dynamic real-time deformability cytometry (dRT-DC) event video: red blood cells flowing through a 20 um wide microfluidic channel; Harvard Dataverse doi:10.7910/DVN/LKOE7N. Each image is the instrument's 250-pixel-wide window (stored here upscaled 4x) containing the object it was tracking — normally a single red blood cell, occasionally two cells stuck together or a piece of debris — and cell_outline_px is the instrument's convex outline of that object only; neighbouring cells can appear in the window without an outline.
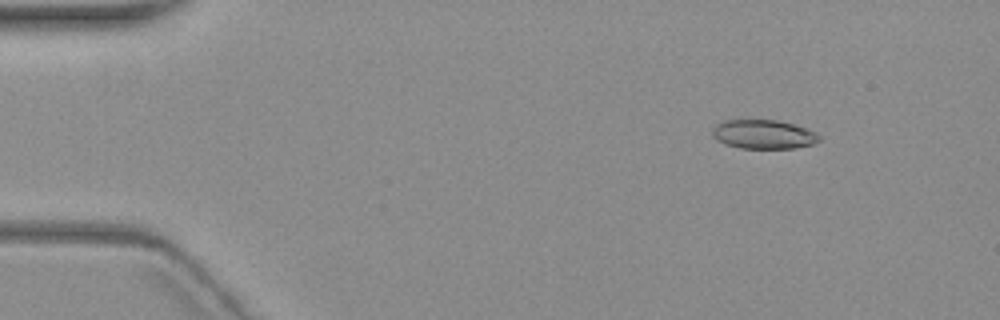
{"species": "common noctule bat (a hibernating species)", "species_latin": "Nyctalus noctula", "temperature_condition": "warm", "stored_images_in_passage": 5, "camera_frame_rate_fps": 3000, "um_per_image_px": 0.085, "animal": {"sex": "female", "body_mass_g": 19.3, "forearm_length_mm": 54.1}, "frame": {"image": 1, "passage_image": 2, "time_ms": 2.0, "image_size_px": [1000, 320], "cell_outline_px": [[820, 140], [812, 144], [796, 148], [740, 148], [724, 144], [716, 140], [712, 136], [712, 128], [716, 124], [724, 120], [776, 120], [792, 124], [816, 132], [820, 136]], "centroid_in_image_um": [64.86, 11.42], "position_along_channel_um": 20.1, "area_um2": 18.09}}
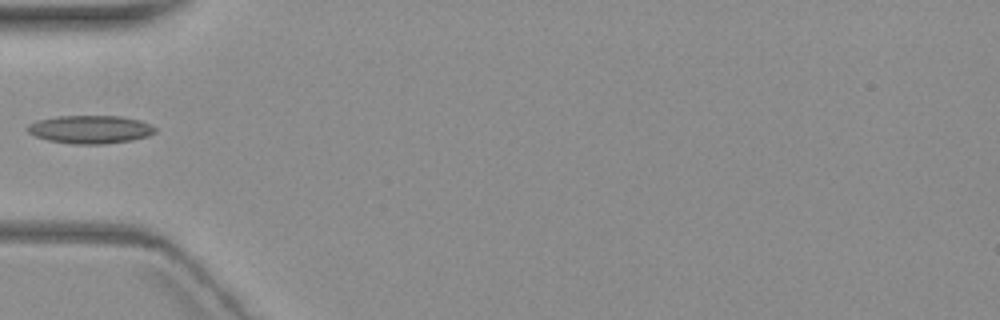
{"frame": {"image": 2, "passage_image": 5, "time_ms": 6.333, "image_size_px": [1000, 320], "cell_outline_px": [[156, 132], [148, 136], [132, 140], [104, 144], [72, 144], [48, 140], [36, 136], [28, 132], [28, 124], [40, 120], [60, 116], [120, 116], [140, 120], [152, 124], [156, 128]], "centroid_in_image_um": [7.73, 11.0], "position_along_channel_um": 77.3, "area_um2": 20.87}}